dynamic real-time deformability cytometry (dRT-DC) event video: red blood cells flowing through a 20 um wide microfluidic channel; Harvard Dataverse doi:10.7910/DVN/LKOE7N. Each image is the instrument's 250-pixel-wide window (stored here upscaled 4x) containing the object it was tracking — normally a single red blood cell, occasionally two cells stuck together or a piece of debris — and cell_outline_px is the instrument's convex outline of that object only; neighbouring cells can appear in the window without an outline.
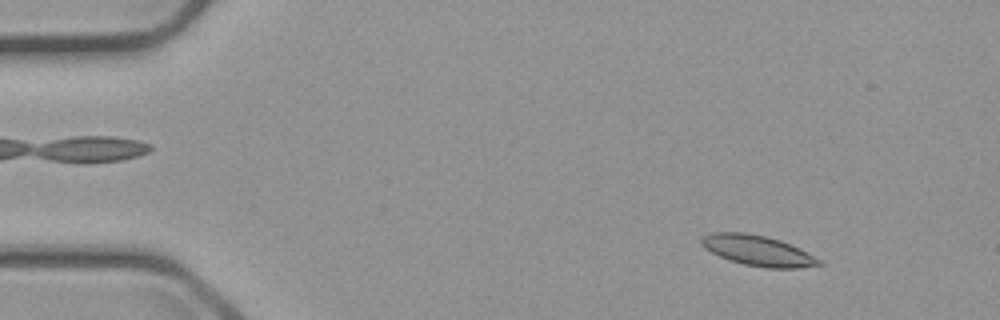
{"species": "common noctule bat (a hibernating species)", "species_latin": "Nyctalus noctula", "temperature_condition": "cold", "stored_images_in_passage": 3, "camera_frame_rate_fps": 3000, "um_per_image_px": 0.085, "animal": {"sex": "male", "body_mass_g": 23.1, "forearm_length_mm": 52.7}, "frame": {"image": 1, "passage_image": 1, "time_ms": 0.0, "image_size_px": [1000, 320], "cell_outline_px": [[824, 264], [800, 268], [764, 268], [744, 264], [728, 260], [704, 248], [700, 244], [700, 240], [704, 236], [712, 232], [744, 232], [764, 236], [780, 240], [820, 260]], "centroid_in_image_um": [64.35, 21.3], "position_along_channel_um": 20.6, "area_um2": 20.52}}
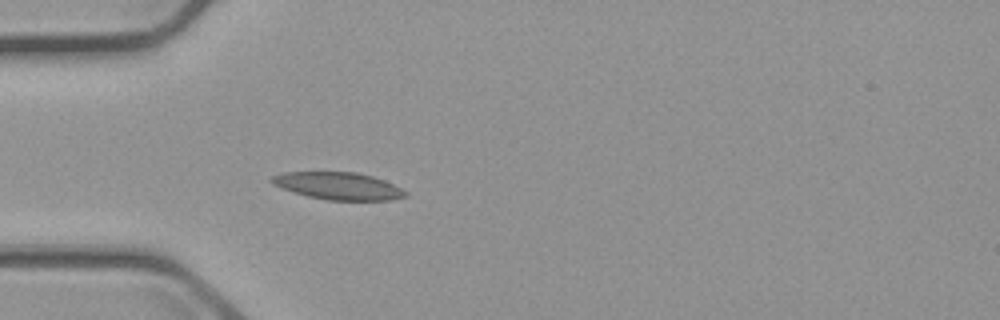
{"frame": {"image": 2, "passage_image": 3, "time_ms": 3.333, "image_size_px": [1000, 320], "cell_outline_px": [[408, 196], [392, 200], [328, 200], [308, 196], [292, 192], [272, 184], [268, 180], [272, 176], [284, 172], [356, 172], [372, 176], [384, 180], [408, 192]], "centroid_in_image_um": [28.74, 15.8], "position_along_channel_um": 56.3, "area_um2": 21.33}}